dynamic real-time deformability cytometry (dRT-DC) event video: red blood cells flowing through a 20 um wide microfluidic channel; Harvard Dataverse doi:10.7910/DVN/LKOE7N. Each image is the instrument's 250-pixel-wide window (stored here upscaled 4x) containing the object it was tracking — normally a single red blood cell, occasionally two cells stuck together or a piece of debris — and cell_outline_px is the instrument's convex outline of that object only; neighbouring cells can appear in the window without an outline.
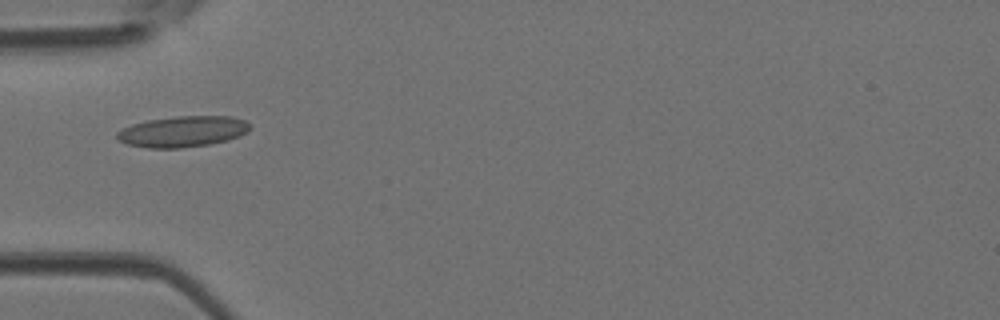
{"species": "Egyptian fruit bat (a non-hibernating species)", "species_latin": "Rousettus aegyptiacus", "temperature_condition": "room temperature", "stored_images_in_passage": 33, "camera_frame_rate_fps": 3000, "um_per_image_px": 0.085, "animal": {"sex": "female"}, "frame": {"image": 1, "passage_image": 1, "time_ms": 0.0, "image_size_px": [1000, 320], "cell_outline_px": [[252, 128], [248, 132], [240, 136], [228, 140], [208, 144], [180, 148], [148, 148], [128, 144], [120, 140], [116, 136], [116, 132], [132, 124], [148, 120], [176, 116], [232, 116], [244, 120], [252, 124]], "centroid_in_image_um": [15.59, 11.17], "position_along_channel_um": 69.4, "area_um2": 24.04}}
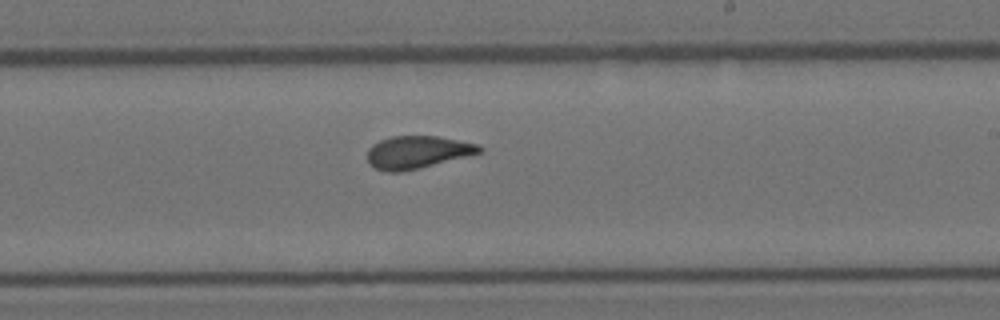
{"frame": {"image": 2, "passage_image": 14, "time_ms": 4.333, "image_size_px": [1000, 320], "cell_outline_px": [[484, 152], [420, 168], [400, 172], [388, 172], [376, 168], [368, 164], [368, 148], [372, 144], [380, 140], [392, 136], [436, 136], [480, 144], [484, 148]], "centroid_in_image_um": [35.5, 12.93], "position_along_channel_um": 253.5, "area_um2": 21.44}}
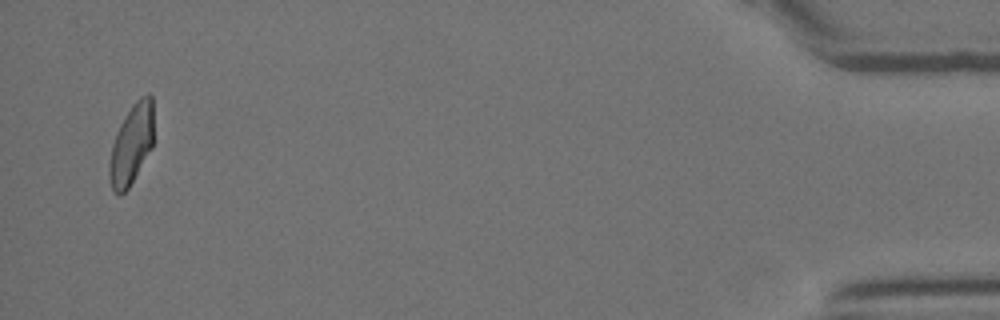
{"frame": {"image": 3, "passage_image": 32, "time_ms": 10.333, "image_size_px": [1000, 320], "cell_outline_px": [[152, 148], [128, 188], [120, 196], [116, 196], [112, 192], [108, 176], [108, 164], [112, 144], [116, 132], [120, 124], [132, 104], [140, 96], [148, 92], [152, 96]], "centroid_in_image_um": [11.14, 12.3], "position_along_channel_um": 424.1, "area_um2": 20.87}, "authors_computed_cell_mechanics": {"area_um2": 21.4438, "velocity_mm_per_s": 4.2334, "shape_relaxation_time_tau1_ms": 4.5326, "shape_relaxation_time_tau2_ms": 1.2302, "deformation_change_tau1": 0.1375, "deformation_change_tau2": 0.0635}}